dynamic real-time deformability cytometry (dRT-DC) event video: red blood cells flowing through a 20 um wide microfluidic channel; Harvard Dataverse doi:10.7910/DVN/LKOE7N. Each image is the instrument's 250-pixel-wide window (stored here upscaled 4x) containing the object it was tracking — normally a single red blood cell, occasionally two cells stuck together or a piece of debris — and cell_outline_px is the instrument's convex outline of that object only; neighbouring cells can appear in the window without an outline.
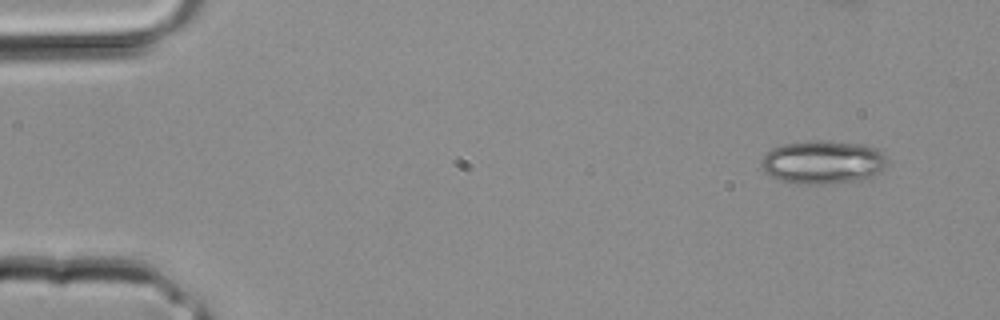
{"species": "common noctule bat (a hibernating species)", "species_latin": "Nyctalus noctula", "temperature_condition": "room temperature", "stored_images_in_passage": 4, "camera_frame_rate_fps": 3000, "um_per_image_px": 0.085, "animal": {"sex": "male", "body_mass_g": 20.4}, "frame": {"image": 1, "passage_image": 1, "time_ms": 0.0, "image_size_px": [1000, 320], "cell_outline_px": [[888, 164], [880, 172], [872, 176], [856, 180], [832, 184], [796, 184], [780, 180], [764, 172], [760, 164], [764, 156], [772, 148], [780, 144], [804, 140], [828, 140], [860, 144], [876, 148], [888, 160]], "centroid_in_image_um": [69.92, 13.77], "position_along_channel_um": 15.1, "area_um2": 32.19}}